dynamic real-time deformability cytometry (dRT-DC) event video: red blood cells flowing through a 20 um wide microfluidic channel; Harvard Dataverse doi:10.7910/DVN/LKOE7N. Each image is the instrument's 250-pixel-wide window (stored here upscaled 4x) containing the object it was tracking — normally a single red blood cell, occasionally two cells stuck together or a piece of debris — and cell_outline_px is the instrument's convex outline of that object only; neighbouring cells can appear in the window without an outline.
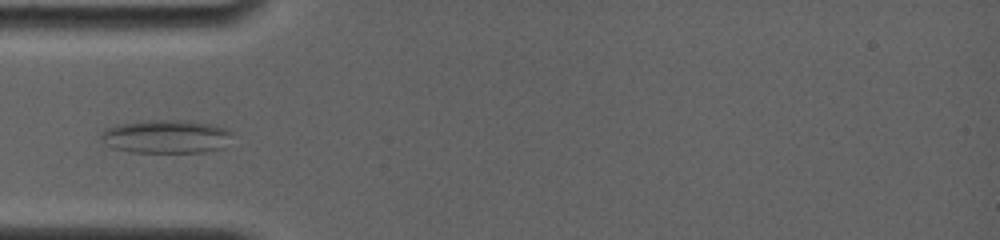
{"species": "common noctule bat (a hibernating species)", "species_latin": "Nyctalus noctula", "temperature_condition": "room temperature", "stored_images_in_passage": 8, "camera_frame_rate_fps": 4000, "um_per_image_px": 0.085, "animal": {"sex": "female", "body_mass_g": 19.0, "forearm_length_mm": 56.7}, "frame": {"image": 1, "passage_image": 7, "time_ms": 4.5, "image_size_px": [1000, 240], "cell_outline_px": [[232, 132], [224, 148], [204, 152], [132, 152], [112, 148], [100, 140], [100, 136], [108, 128], [124, 124], [156, 120], [184, 120], [208, 124], [228, 128]], "centroid_in_image_um": [14.16, 11.62], "position_along_channel_um": 70.8, "area_um2": 25.2}}